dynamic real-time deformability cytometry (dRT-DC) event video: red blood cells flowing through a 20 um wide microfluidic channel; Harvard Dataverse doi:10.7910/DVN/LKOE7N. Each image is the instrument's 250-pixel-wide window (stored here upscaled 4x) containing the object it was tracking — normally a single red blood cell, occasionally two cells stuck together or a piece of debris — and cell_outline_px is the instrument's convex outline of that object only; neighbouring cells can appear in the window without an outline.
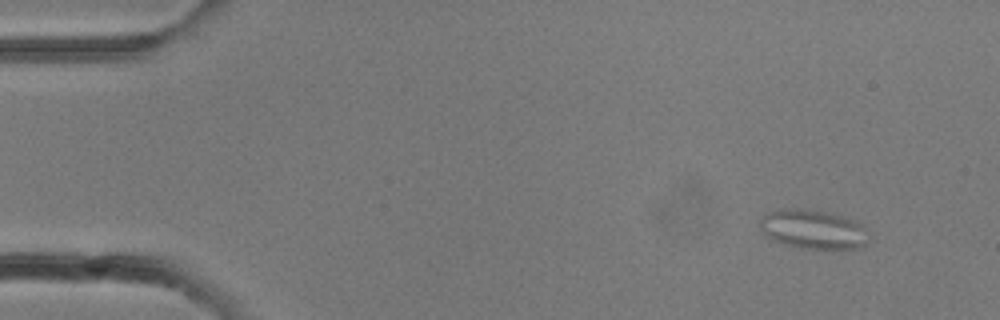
{"species": "common noctule bat (a hibernating species)", "species_latin": "Nyctalus noctula", "temperature_condition": "room temperature", "stored_images_in_passage": 29, "camera_frame_rate_fps": 3000, "um_per_image_px": 0.085, "animal": {"sex": "female"}, "frame": {"image": 1, "passage_image": 2, "time_ms": 0.333, "image_size_px": [1000, 320], "cell_outline_px": [[868, 240], [860, 248], [804, 248], [788, 244], [764, 236], [760, 228], [760, 220], [768, 212], [780, 208], [804, 208], [832, 212], [856, 220], [864, 224]], "centroid_in_image_um": [69.13, 19.45], "position_along_channel_um": 15.9, "area_um2": 24.97}}
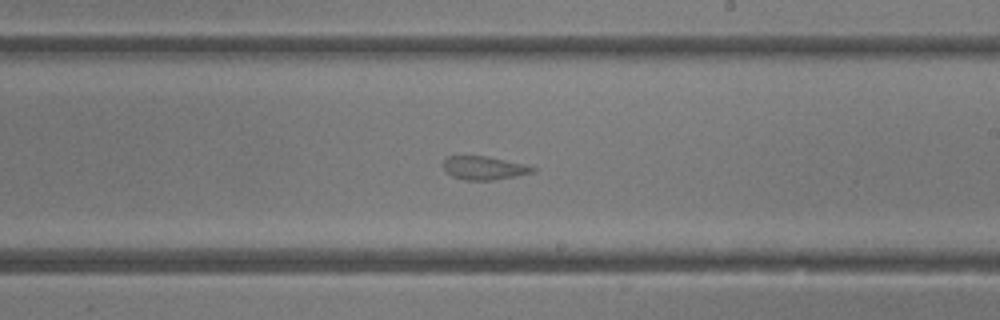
{"frame": {"image": 2, "passage_image": 17, "time_ms": 5.333, "image_size_px": [1000, 320], "cell_outline_px": [[536, 172], [516, 176], [492, 180], [464, 180], [452, 176], [444, 168], [444, 160], [448, 156], [484, 156], [524, 164], [536, 168]], "centroid_in_image_um": [41.16, 14.28], "position_along_channel_um": 247.8, "area_um2": 12.02}}
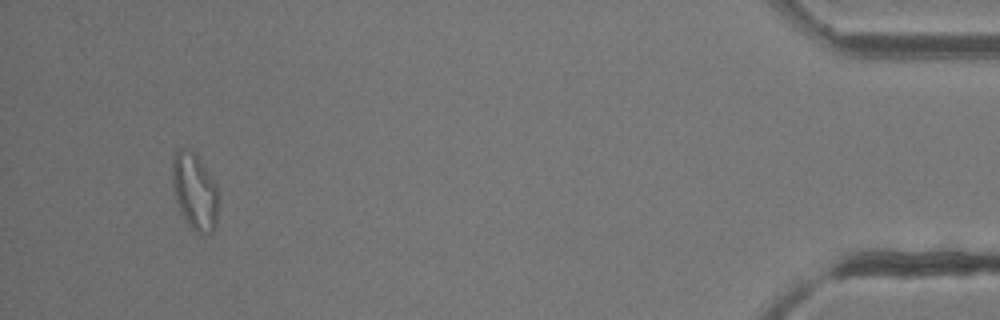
{"frame": {"image": 3, "passage_image": 28, "time_ms": 9.0, "image_size_px": [1000, 320], "cell_outline_px": [[216, 228], [212, 232], [196, 232], [188, 224], [176, 200], [172, 184], [172, 160], [176, 152], [180, 148], [184, 148], [196, 152], [216, 184]], "centroid_in_image_um": [16.53, 16.21], "position_along_channel_um": 418.7, "area_um2": 20.17}}